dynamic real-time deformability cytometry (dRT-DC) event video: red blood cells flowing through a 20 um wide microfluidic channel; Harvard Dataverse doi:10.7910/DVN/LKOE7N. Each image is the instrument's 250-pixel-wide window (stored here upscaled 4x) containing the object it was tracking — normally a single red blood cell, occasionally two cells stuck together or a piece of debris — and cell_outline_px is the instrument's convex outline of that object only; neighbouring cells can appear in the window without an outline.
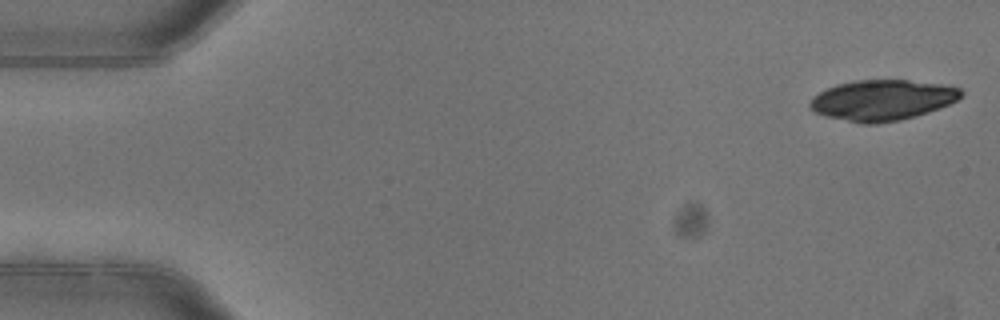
{"species": "common noctule bat (a hibernating species)", "species_latin": "Nyctalus noctula", "temperature_condition": "warm", "stored_images_in_passage": 6, "camera_frame_rate_fps": 3000, "um_per_image_px": 0.085, "animal": {"sex": "female"}, "frame": {"image": 1, "passage_image": 1, "time_ms": 0.0, "image_size_px": [1000, 320], "cell_outline_px": [[964, 92], [956, 100], [948, 104], [928, 112], [900, 120], [876, 124], [860, 124], [828, 116], [816, 112], [808, 108], [808, 104], [812, 96], [836, 84], [856, 80], [908, 80], [940, 84], [960, 88]], "centroid_in_image_um": [74.96, 8.51], "position_along_channel_um": 10.0, "area_um2": 35.6}}